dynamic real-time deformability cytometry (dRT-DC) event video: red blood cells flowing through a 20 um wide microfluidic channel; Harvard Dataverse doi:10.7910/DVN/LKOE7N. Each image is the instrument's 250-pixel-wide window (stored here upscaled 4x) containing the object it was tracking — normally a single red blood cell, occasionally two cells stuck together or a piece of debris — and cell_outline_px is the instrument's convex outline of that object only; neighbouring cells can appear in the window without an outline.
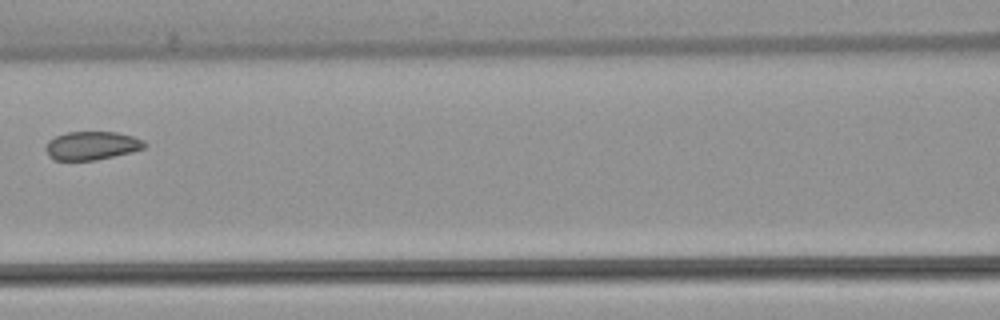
{"species": "common noctule bat (a hibernating species)", "species_latin": "Nyctalus noctula", "temperature_condition": "warm", "stored_images_in_passage": 6, "camera_frame_rate_fps": 3000, "um_per_image_px": 0.085, "animal": {"sex": "female", "body_mass_g": 22.7, "forearm_length_mm": 54.2}, "frame": {"image": 1, "passage_image": 6, "time_ms": 7.0, "image_size_px": [1000, 320], "cell_outline_px": [[148, 144], [144, 148], [132, 152], [96, 160], [52, 160], [48, 156], [44, 148], [48, 140], [56, 136], [68, 132], [116, 132], [132, 136], [144, 140]], "centroid_in_image_um": [7.79, 12.38], "position_along_channel_um": 158.8, "area_um2": 16.53}}